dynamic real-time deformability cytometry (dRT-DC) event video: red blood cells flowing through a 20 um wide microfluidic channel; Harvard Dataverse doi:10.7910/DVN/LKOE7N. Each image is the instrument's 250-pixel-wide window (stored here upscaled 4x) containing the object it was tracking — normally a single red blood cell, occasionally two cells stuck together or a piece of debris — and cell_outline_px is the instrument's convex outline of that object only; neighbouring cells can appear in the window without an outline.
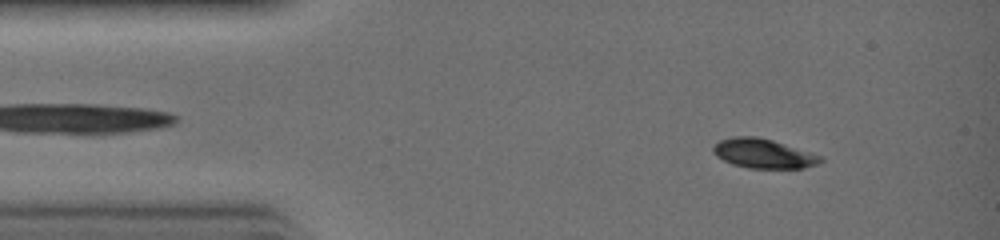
{"species": "common noctule bat (a hibernating species)", "species_latin": "Nyctalus noctula", "temperature_condition": "warm", "stored_images_in_passage": 31, "camera_frame_rate_fps": 3000, "um_per_image_px": 0.085, "animal": {"sex": "female", "body_mass_g": 19.0, "forearm_length_mm": 51.5}, "frame": {"image": 1, "passage_image": 3, "time_ms": 0.667, "image_size_px": [1000, 240], "cell_outline_px": [[824, 160], [816, 164], [804, 168], [748, 168], [732, 164], [716, 156], [712, 152], [712, 148], [720, 140], [732, 136], [756, 136], [772, 140], [812, 152], [824, 156]], "centroid_in_image_um": [64.9, 13.05], "position_along_channel_um": 20.1, "area_um2": 18.5}}
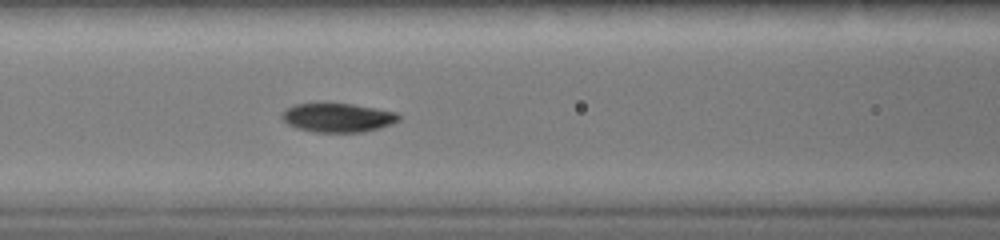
{"frame": {"image": 2, "passage_image": 12, "time_ms": 3.667, "image_size_px": [1000, 240], "cell_outline_px": [[400, 120], [380, 128], [364, 132], [316, 132], [296, 128], [288, 124], [280, 116], [280, 112], [284, 108], [292, 104], [352, 104], [376, 108], [396, 112], [400, 116]], "centroid_in_image_um": [28.68, 10.0], "position_along_channel_um": 137.9, "area_um2": 19.77}}
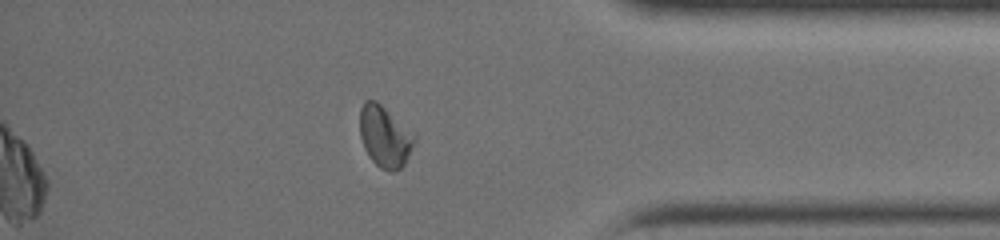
{"frame": {"image": 3, "passage_image": 26, "time_ms": 8.333, "image_size_px": [1000, 240], "cell_outline_px": [[416, 140], [404, 164], [396, 172], [392, 172], [380, 168], [368, 156], [364, 148], [360, 136], [360, 108], [364, 100], [376, 100], [416, 136]], "centroid_in_image_um": [32.68, 11.62], "position_along_channel_um": 402.5, "area_um2": 19.36}}